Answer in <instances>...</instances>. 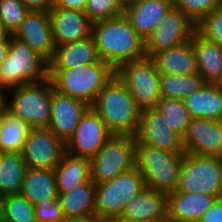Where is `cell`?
I'll return each instance as SVG.
<instances>
[{"instance_id": "52a82bcc", "label": "cell", "mask_w": 222, "mask_h": 222, "mask_svg": "<svg viewBox=\"0 0 222 222\" xmlns=\"http://www.w3.org/2000/svg\"><path fill=\"white\" fill-rule=\"evenodd\" d=\"M11 90V100L7 98L4 103L9 113L27 122L32 128L49 125L53 92L49 76L40 82L26 83Z\"/></svg>"}, {"instance_id": "60d3db41", "label": "cell", "mask_w": 222, "mask_h": 222, "mask_svg": "<svg viewBox=\"0 0 222 222\" xmlns=\"http://www.w3.org/2000/svg\"><path fill=\"white\" fill-rule=\"evenodd\" d=\"M29 11H49L53 0H21Z\"/></svg>"}, {"instance_id": "681fc988", "label": "cell", "mask_w": 222, "mask_h": 222, "mask_svg": "<svg viewBox=\"0 0 222 222\" xmlns=\"http://www.w3.org/2000/svg\"><path fill=\"white\" fill-rule=\"evenodd\" d=\"M162 222H181V221L173 220L167 216Z\"/></svg>"}, {"instance_id": "7402d4cb", "label": "cell", "mask_w": 222, "mask_h": 222, "mask_svg": "<svg viewBox=\"0 0 222 222\" xmlns=\"http://www.w3.org/2000/svg\"><path fill=\"white\" fill-rule=\"evenodd\" d=\"M217 196L173 191L167 194L168 217L181 222H198L216 202Z\"/></svg>"}, {"instance_id": "816d5d0a", "label": "cell", "mask_w": 222, "mask_h": 222, "mask_svg": "<svg viewBox=\"0 0 222 222\" xmlns=\"http://www.w3.org/2000/svg\"><path fill=\"white\" fill-rule=\"evenodd\" d=\"M66 222H96V221L89 220V221H66Z\"/></svg>"}, {"instance_id": "8fae6325", "label": "cell", "mask_w": 222, "mask_h": 222, "mask_svg": "<svg viewBox=\"0 0 222 222\" xmlns=\"http://www.w3.org/2000/svg\"><path fill=\"white\" fill-rule=\"evenodd\" d=\"M196 32L197 24L182 10L173 6L146 38V57H151L157 51L182 44L190 40Z\"/></svg>"}, {"instance_id": "bcb514c9", "label": "cell", "mask_w": 222, "mask_h": 222, "mask_svg": "<svg viewBox=\"0 0 222 222\" xmlns=\"http://www.w3.org/2000/svg\"><path fill=\"white\" fill-rule=\"evenodd\" d=\"M3 199H4V196L0 194V221L3 219Z\"/></svg>"}, {"instance_id": "d590c367", "label": "cell", "mask_w": 222, "mask_h": 222, "mask_svg": "<svg viewBox=\"0 0 222 222\" xmlns=\"http://www.w3.org/2000/svg\"><path fill=\"white\" fill-rule=\"evenodd\" d=\"M174 6L182 10L198 25L218 8V0H174Z\"/></svg>"}, {"instance_id": "8992f818", "label": "cell", "mask_w": 222, "mask_h": 222, "mask_svg": "<svg viewBox=\"0 0 222 222\" xmlns=\"http://www.w3.org/2000/svg\"><path fill=\"white\" fill-rule=\"evenodd\" d=\"M145 179L137 167L96 184L95 221L106 222L121 215L126 203L145 189Z\"/></svg>"}, {"instance_id": "e575fe53", "label": "cell", "mask_w": 222, "mask_h": 222, "mask_svg": "<svg viewBox=\"0 0 222 222\" xmlns=\"http://www.w3.org/2000/svg\"><path fill=\"white\" fill-rule=\"evenodd\" d=\"M29 12L21 0H0V20L13 35Z\"/></svg>"}, {"instance_id": "9a60e30c", "label": "cell", "mask_w": 222, "mask_h": 222, "mask_svg": "<svg viewBox=\"0 0 222 222\" xmlns=\"http://www.w3.org/2000/svg\"><path fill=\"white\" fill-rule=\"evenodd\" d=\"M90 107L85 101L60 93L53 86L50 121L47 127L66 143Z\"/></svg>"}, {"instance_id": "4dcf8cb0", "label": "cell", "mask_w": 222, "mask_h": 222, "mask_svg": "<svg viewBox=\"0 0 222 222\" xmlns=\"http://www.w3.org/2000/svg\"><path fill=\"white\" fill-rule=\"evenodd\" d=\"M206 84L199 74H160L161 97L184 99Z\"/></svg>"}, {"instance_id": "e0dca14e", "label": "cell", "mask_w": 222, "mask_h": 222, "mask_svg": "<svg viewBox=\"0 0 222 222\" xmlns=\"http://www.w3.org/2000/svg\"><path fill=\"white\" fill-rule=\"evenodd\" d=\"M13 36L25 42L47 63L53 58L56 46L49 11H29Z\"/></svg>"}, {"instance_id": "f546056e", "label": "cell", "mask_w": 222, "mask_h": 222, "mask_svg": "<svg viewBox=\"0 0 222 222\" xmlns=\"http://www.w3.org/2000/svg\"><path fill=\"white\" fill-rule=\"evenodd\" d=\"M27 168L21 153H4L0 164V194L20 193Z\"/></svg>"}, {"instance_id": "7bdbcfd3", "label": "cell", "mask_w": 222, "mask_h": 222, "mask_svg": "<svg viewBox=\"0 0 222 222\" xmlns=\"http://www.w3.org/2000/svg\"><path fill=\"white\" fill-rule=\"evenodd\" d=\"M9 50V41H0V63L6 58Z\"/></svg>"}, {"instance_id": "5bb4252c", "label": "cell", "mask_w": 222, "mask_h": 222, "mask_svg": "<svg viewBox=\"0 0 222 222\" xmlns=\"http://www.w3.org/2000/svg\"><path fill=\"white\" fill-rule=\"evenodd\" d=\"M135 140L150 147L175 153H185L182 137L173 131L162 113L155 108L141 111Z\"/></svg>"}, {"instance_id": "4316f807", "label": "cell", "mask_w": 222, "mask_h": 222, "mask_svg": "<svg viewBox=\"0 0 222 222\" xmlns=\"http://www.w3.org/2000/svg\"><path fill=\"white\" fill-rule=\"evenodd\" d=\"M20 194L34 206L43 200L58 198L54 170L27 168Z\"/></svg>"}, {"instance_id": "2e32d148", "label": "cell", "mask_w": 222, "mask_h": 222, "mask_svg": "<svg viewBox=\"0 0 222 222\" xmlns=\"http://www.w3.org/2000/svg\"><path fill=\"white\" fill-rule=\"evenodd\" d=\"M182 142L187 153L221 157L222 121L192 118Z\"/></svg>"}, {"instance_id": "74e56055", "label": "cell", "mask_w": 222, "mask_h": 222, "mask_svg": "<svg viewBox=\"0 0 222 222\" xmlns=\"http://www.w3.org/2000/svg\"><path fill=\"white\" fill-rule=\"evenodd\" d=\"M34 210L37 222H66L59 198L43 200Z\"/></svg>"}, {"instance_id": "7a4b0ae2", "label": "cell", "mask_w": 222, "mask_h": 222, "mask_svg": "<svg viewBox=\"0 0 222 222\" xmlns=\"http://www.w3.org/2000/svg\"><path fill=\"white\" fill-rule=\"evenodd\" d=\"M113 135L135 136L141 109L115 73L91 105Z\"/></svg>"}, {"instance_id": "ab89813d", "label": "cell", "mask_w": 222, "mask_h": 222, "mask_svg": "<svg viewBox=\"0 0 222 222\" xmlns=\"http://www.w3.org/2000/svg\"><path fill=\"white\" fill-rule=\"evenodd\" d=\"M88 0H53L52 7L80 10L84 12Z\"/></svg>"}, {"instance_id": "f907efd6", "label": "cell", "mask_w": 222, "mask_h": 222, "mask_svg": "<svg viewBox=\"0 0 222 222\" xmlns=\"http://www.w3.org/2000/svg\"><path fill=\"white\" fill-rule=\"evenodd\" d=\"M218 9L222 10V0H218Z\"/></svg>"}, {"instance_id": "1f68e13d", "label": "cell", "mask_w": 222, "mask_h": 222, "mask_svg": "<svg viewBox=\"0 0 222 222\" xmlns=\"http://www.w3.org/2000/svg\"><path fill=\"white\" fill-rule=\"evenodd\" d=\"M155 109L162 113L168 126L183 138L192 119L183 99L161 97Z\"/></svg>"}, {"instance_id": "ffe728a7", "label": "cell", "mask_w": 222, "mask_h": 222, "mask_svg": "<svg viewBox=\"0 0 222 222\" xmlns=\"http://www.w3.org/2000/svg\"><path fill=\"white\" fill-rule=\"evenodd\" d=\"M173 6L174 0H138L124 7V15L146 40Z\"/></svg>"}, {"instance_id": "d4e9b609", "label": "cell", "mask_w": 222, "mask_h": 222, "mask_svg": "<svg viewBox=\"0 0 222 222\" xmlns=\"http://www.w3.org/2000/svg\"><path fill=\"white\" fill-rule=\"evenodd\" d=\"M183 102L192 118L222 121V89L218 84L206 83Z\"/></svg>"}, {"instance_id": "ee69618b", "label": "cell", "mask_w": 222, "mask_h": 222, "mask_svg": "<svg viewBox=\"0 0 222 222\" xmlns=\"http://www.w3.org/2000/svg\"><path fill=\"white\" fill-rule=\"evenodd\" d=\"M106 222H139V221L129 220V219L118 216V217L110 218Z\"/></svg>"}, {"instance_id": "484cf974", "label": "cell", "mask_w": 222, "mask_h": 222, "mask_svg": "<svg viewBox=\"0 0 222 222\" xmlns=\"http://www.w3.org/2000/svg\"><path fill=\"white\" fill-rule=\"evenodd\" d=\"M198 73L206 83L218 84L222 78V47L206 39L198 31L193 36Z\"/></svg>"}, {"instance_id": "4fadbf2b", "label": "cell", "mask_w": 222, "mask_h": 222, "mask_svg": "<svg viewBox=\"0 0 222 222\" xmlns=\"http://www.w3.org/2000/svg\"><path fill=\"white\" fill-rule=\"evenodd\" d=\"M112 135L105 122L90 107L65 143L66 153L91 160Z\"/></svg>"}, {"instance_id": "ba28073f", "label": "cell", "mask_w": 222, "mask_h": 222, "mask_svg": "<svg viewBox=\"0 0 222 222\" xmlns=\"http://www.w3.org/2000/svg\"><path fill=\"white\" fill-rule=\"evenodd\" d=\"M178 192L202 193L222 198V159L184 153Z\"/></svg>"}, {"instance_id": "f35d334b", "label": "cell", "mask_w": 222, "mask_h": 222, "mask_svg": "<svg viewBox=\"0 0 222 222\" xmlns=\"http://www.w3.org/2000/svg\"><path fill=\"white\" fill-rule=\"evenodd\" d=\"M198 222H222V198H218Z\"/></svg>"}, {"instance_id": "9c48e42d", "label": "cell", "mask_w": 222, "mask_h": 222, "mask_svg": "<svg viewBox=\"0 0 222 222\" xmlns=\"http://www.w3.org/2000/svg\"><path fill=\"white\" fill-rule=\"evenodd\" d=\"M115 73L141 110L157 106L161 98L160 72L151 57L126 62Z\"/></svg>"}, {"instance_id": "7dc6e473", "label": "cell", "mask_w": 222, "mask_h": 222, "mask_svg": "<svg viewBox=\"0 0 222 222\" xmlns=\"http://www.w3.org/2000/svg\"><path fill=\"white\" fill-rule=\"evenodd\" d=\"M5 110H6L5 104L4 103L0 104V125L3 118V113L5 112Z\"/></svg>"}, {"instance_id": "83f0119b", "label": "cell", "mask_w": 222, "mask_h": 222, "mask_svg": "<svg viewBox=\"0 0 222 222\" xmlns=\"http://www.w3.org/2000/svg\"><path fill=\"white\" fill-rule=\"evenodd\" d=\"M54 174L58 193L70 192L90 180V159L65 153Z\"/></svg>"}, {"instance_id": "ac0fdd59", "label": "cell", "mask_w": 222, "mask_h": 222, "mask_svg": "<svg viewBox=\"0 0 222 222\" xmlns=\"http://www.w3.org/2000/svg\"><path fill=\"white\" fill-rule=\"evenodd\" d=\"M49 15L55 46L83 40L92 34L93 22L83 11L52 7Z\"/></svg>"}, {"instance_id": "44dd1931", "label": "cell", "mask_w": 222, "mask_h": 222, "mask_svg": "<svg viewBox=\"0 0 222 222\" xmlns=\"http://www.w3.org/2000/svg\"><path fill=\"white\" fill-rule=\"evenodd\" d=\"M151 58L160 74L193 75L198 73L193 37L173 48L157 51Z\"/></svg>"}, {"instance_id": "8d00e7d4", "label": "cell", "mask_w": 222, "mask_h": 222, "mask_svg": "<svg viewBox=\"0 0 222 222\" xmlns=\"http://www.w3.org/2000/svg\"><path fill=\"white\" fill-rule=\"evenodd\" d=\"M197 31L222 47V10H213L197 25Z\"/></svg>"}, {"instance_id": "c3c4849f", "label": "cell", "mask_w": 222, "mask_h": 222, "mask_svg": "<svg viewBox=\"0 0 222 222\" xmlns=\"http://www.w3.org/2000/svg\"><path fill=\"white\" fill-rule=\"evenodd\" d=\"M120 1H121L122 5L125 7L133 2L138 1V0H120Z\"/></svg>"}, {"instance_id": "836d02e7", "label": "cell", "mask_w": 222, "mask_h": 222, "mask_svg": "<svg viewBox=\"0 0 222 222\" xmlns=\"http://www.w3.org/2000/svg\"><path fill=\"white\" fill-rule=\"evenodd\" d=\"M84 13L95 23L123 15L124 6L120 0H88Z\"/></svg>"}, {"instance_id": "5b68a950", "label": "cell", "mask_w": 222, "mask_h": 222, "mask_svg": "<svg viewBox=\"0 0 222 222\" xmlns=\"http://www.w3.org/2000/svg\"><path fill=\"white\" fill-rule=\"evenodd\" d=\"M47 77L48 63L25 42L12 35L6 58L0 63L1 86L10 91L26 83L40 82Z\"/></svg>"}, {"instance_id": "30bf717a", "label": "cell", "mask_w": 222, "mask_h": 222, "mask_svg": "<svg viewBox=\"0 0 222 222\" xmlns=\"http://www.w3.org/2000/svg\"><path fill=\"white\" fill-rule=\"evenodd\" d=\"M135 143L134 136L112 135L90 160V179L100 184L135 167Z\"/></svg>"}, {"instance_id": "7c38bea8", "label": "cell", "mask_w": 222, "mask_h": 222, "mask_svg": "<svg viewBox=\"0 0 222 222\" xmlns=\"http://www.w3.org/2000/svg\"><path fill=\"white\" fill-rule=\"evenodd\" d=\"M65 153V142L48 127L32 128L21 151L28 168L52 170L60 163Z\"/></svg>"}, {"instance_id": "f1b7e54d", "label": "cell", "mask_w": 222, "mask_h": 222, "mask_svg": "<svg viewBox=\"0 0 222 222\" xmlns=\"http://www.w3.org/2000/svg\"><path fill=\"white\" fill-rule=\"evenodd\" d=\"M31 129L27 122L5 110L0 125V151L21 153Z\"/></svg>"}, {"instance_id": "d6986e66", "label": "cell", "mask_w": 222, "mask_h": 222, "mask_svg": "<svg viewBox=\"0 0 222 222\" xmlns=\"http://www.w3.org/2000/svg\"><path fill=\"white\" fill-rule=\"evenodd\" d=\"M167 216V193L148 187L126 203L120 215L139 222H162Z\"/></svg>"}, {"instance_id": "603a6c76", "label": "cell", "mask_w": 222, "mask_h": 222, "mask_svg": "<svg viewBox=\"0 0 222 222\" xmlns=\"http://www.w3.org/2000/svg\"><path fill=\"white\" fill-rule=\"evenodd\" d=\"M58 198L66 221H95L96 184L91 179Z\"/></svg>"}, {"instance_id": "db71d44e", "label": "cell", "mask_w": 222, "mask_h": 222, "mask_svg": "<svg viewBox=\"0 0 222 222\" xmlns=\"http://www.w3.org/2000/svg\"><path fill=\"white\" fill-rule=\"evenodd\" d=\"M218 85H219L220 88L222 89V78H221V80L218 82Z\"/></svg>"}, {"instance_id": "277c9868", "label": "cell", "mask_w": 222, "mask_h": 222, "mask_svg": "<svg viewBox=\"0 0 222 222\" xmlns=\"http://www.w3.org/2000/svg\"><path fill=\"white\" fill-rule=\"evenodd\" d=\"M135 166L145 179L146 187L170 193L175 191L184 153L166 150L135 143Z\"/></svg>"}, {"instance_id": "d6a6232c", "label": "cell", "mask_w": 222, "mask_h": 222, "mask_svg": "<svg viewBox=\"0 0 222 222\" xmlns=\"http://www.w3.org/2000/svg\"><path fill=\"white\" fill-rule=\"evenodd\" d=\"M2 211L7 222H37L34 205L20 193L5 195Z\"/></svg>"}, {"instance_id": "cb8c5ba5", "label": "cell", "mask_w": 222, "mask_h": 222, "mask_svg": "<svg viewBox=\"0 0 222 222\" xmlns=\"http://www.w3.org/2000/svg\"><path fill=\"white\" fill-rule=\"evenodd\" d=\"M96 43L92 36L83 40L58 45L48 69H70L100 62Z\"/></svg>"}, {"instance_id": "f6af8a7d", "label": "cell", "mask_w": 222, "mask_h": 222, "mask_svg": "<svg viewBox=\"0 0 222 222\" xmlns=\"http://www.w3.org/2000/svg\"><path fill=\"white\" fill-rule=\"evenodd\" d=\"M6 96L5 89L0 84V104L5 103Z\"/></svg>"}, {"instance_id": "f5cc1de1", "label": "cell", "mask_w": 222, "mask_h": 222, "mask_svg": "<svg viewBox=\"0 0 222 222\" xmlns=\"http://www.w3.org/2000/svg\"><path fill=\"white\" fill-rule=\"evenodd\" d=\"M3 154H4V152L0 151V164H1V161H2V158H3Z\"/></svg>"}, {"instance_id": "3957f363", "label": "cell", "mask_w": 222, "mask_h": 222, "mask_svg": "<svg viewBox=\"0 0 222 222\" xmlns=\"http://www.w3.org/2000/svg\"><path fill=\"white\" fill-rule=\"evenodd\" d=\"M115 70L105 61L70 69H48L53 86L60 93L85 101L90 106Z\"/></svg>"}, {"instance_id": "b9f144b4", "label": "cell", "mask_w": 222, "mask_h": 222, "mask_svg": "<svg viewBox=\"0 0 222 222\" xmlns=\"http://www.w3.org/2000/svg\"><path fill=\"white\" fill-rule=\"evenodd\" d=\"M12 34L6 28L4 23L0 20V41H9Z\"/></svg>"}, {"instance_id": "6da1fadb", "label": "cell", "mask_w": 222, "mask_h": 222, "mask_svg": "<svg viewBox=\"0 0 222 222\" xmlns=\"http://www.w3.org/2000/svg\"><path fill=\"white\" fill-rule=\"evenodd\" d=\"M91 36L101 60L115 71L126 62L146 57L145 40L124 14L93 23Z\"/></svg>"}]
</instances>
